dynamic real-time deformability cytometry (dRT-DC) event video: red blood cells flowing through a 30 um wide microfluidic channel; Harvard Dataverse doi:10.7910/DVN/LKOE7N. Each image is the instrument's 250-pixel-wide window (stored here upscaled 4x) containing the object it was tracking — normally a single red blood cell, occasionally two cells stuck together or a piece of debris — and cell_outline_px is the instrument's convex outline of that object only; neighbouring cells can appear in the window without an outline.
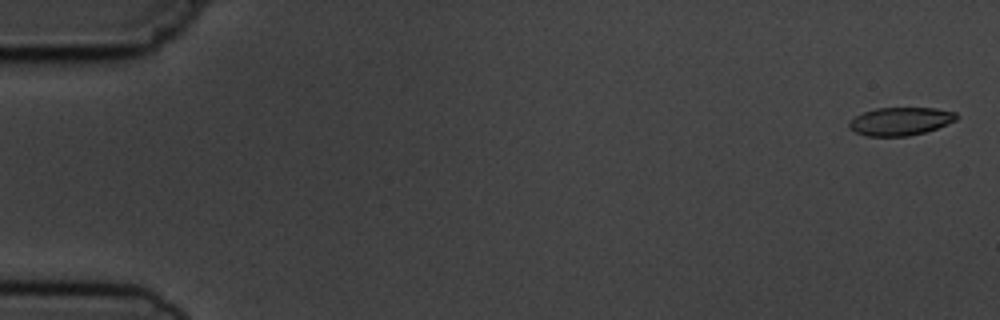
{"species": "common noctule bat (a hibernating species)", "species_latin": "Nyctalus noctula", "temperature_condition": "cold", "stored_images_in_passage": 6, "camera_frame_rate_fps": 3000, "um_per_image_px": 0.085, "animal": {"sex": "male", "body_mass_g": 19.5, "forearm_length_mm": 54.6}, "frame": {"image": 1, "passage_image": 1, "time_ms": 0.0, "image_size_px": [1000, 320], "cell_outline_px": [[960, 116], [956, 120], [948, 124], [924, 132], [908, 136], [864, 136], [848, 128], [848, 124], [856, 116], [864, 112], [876, 108], [936, 108], [956, 112]], "centroid_in_image_um": [76.56, 10.31], "position_along_channel_um": 8.4, "area_um2": 17.57}}
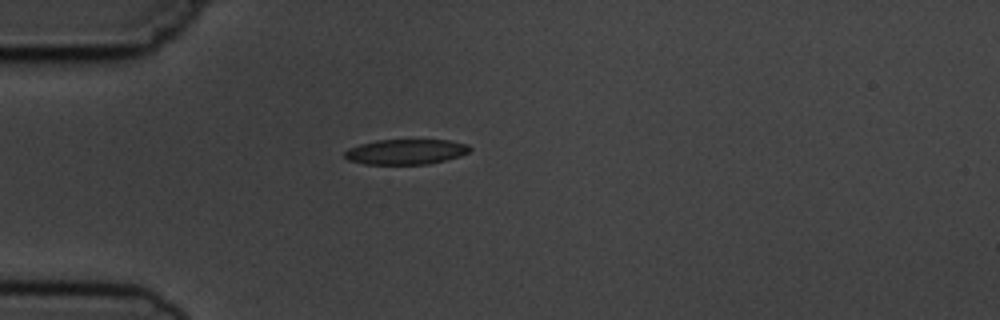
{"frame": {"image": 2, "passage_image": 5, "time_ms": 4.667, "image_size_px": [1000, 320], "cell_outline_px": [[472, 148], [468, 152], [460, 156], [428, 164], [364, 164], [348, 160], [344, 156], [344, 152], [348, 148], [360, 144], [376, 140], [448, 140], [468, 144]], "centroid_in_image_um": [34.48, 12.9], "position_along_channel_um": 50.5, "area_um2": 18.38}}